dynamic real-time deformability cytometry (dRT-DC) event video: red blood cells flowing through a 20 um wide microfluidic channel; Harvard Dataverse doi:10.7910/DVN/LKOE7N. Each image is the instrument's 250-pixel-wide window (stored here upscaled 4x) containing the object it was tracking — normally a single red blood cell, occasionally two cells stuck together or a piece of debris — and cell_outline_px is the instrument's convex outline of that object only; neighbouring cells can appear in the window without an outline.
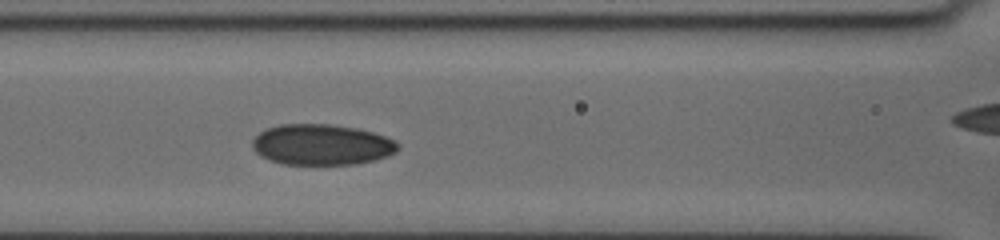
{"species": "human", "species_latin": "Homo sapiens", "temperature_condition": "cold", "stored_images_in_passage": 9, "segment_of_instrument_passage": [1, 2], "camera_frame_rate_fps": 3000, "um_per_image_px": 0.085, "donor": {"sex": "female"}, "frame": {"image": 1, "passage_image": 8, "time_ms": 6.333, "image_size_px": [1000, 240], "cell_outline_px": [[400, 148], [396, 152], [388, 156], [376, 160], [356, 164], [280, 164], [268, 160], [260, 156], [252, 148], [252, 140], [260, 132], [268, 128], [280, 124], [328, 124], [356, 128], [372, 132], [396, 140], [400, 144]], "centroid_in_image_um": [27.35, 12.3], "position_along_channel_um": 139.2, "area_um2": 34.85}}